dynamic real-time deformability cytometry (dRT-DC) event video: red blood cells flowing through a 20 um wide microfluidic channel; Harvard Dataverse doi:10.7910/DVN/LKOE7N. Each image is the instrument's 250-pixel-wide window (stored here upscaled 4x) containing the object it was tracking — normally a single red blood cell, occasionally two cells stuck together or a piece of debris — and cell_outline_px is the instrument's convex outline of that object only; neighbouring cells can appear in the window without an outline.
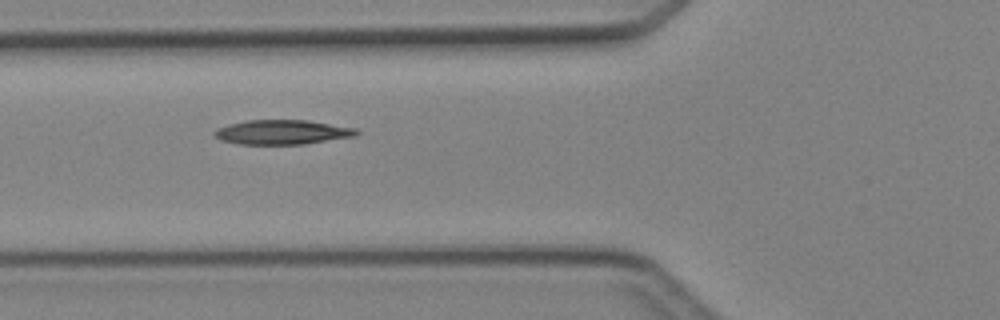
{"species": "Egyptian fruit bat (a non-hibernating species)", "species_latin": "Rousettus aegyptiacus", "temperature_condition": "cold", "stored_images_in_passage": 5, "camera_frame_rate_fps": 3000, "um_per_image_px": 0.085, "animal": {"sex": "female"}, "frame": {"image": 1, "passage_image": 4, "time_ms": 4.333, "image_size_px": [1000, 320], "cell_outline_px": [[360, 132], [356, 136], [304, 144], [240, 144], [220, 140], [212, 136], [212, 132], [216, 128], [228, 124], [244, 120], [308, 120], [356, 128]], "centroid_in_image_um": [23.95, 11.23], "position_along_channel_um": 101.9, "area_um2": 20.52}}
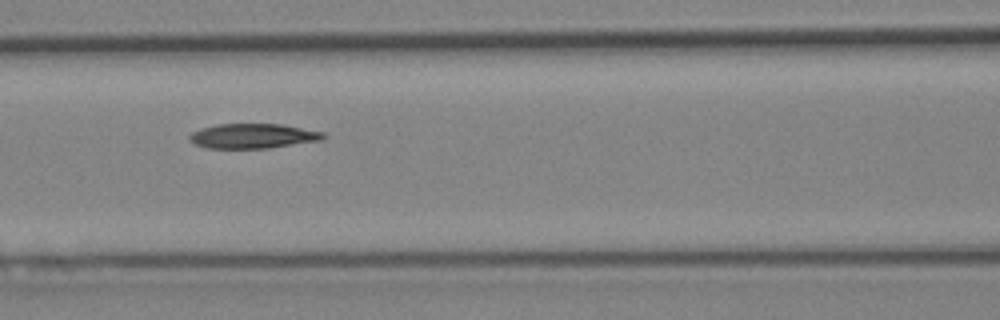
{"frame": {"image": 2, "passage_image": 5, "time_ms": 5.333, "image_size_px": [1000, 320], "cell_outline_px": [[328, 136], [320, 140], [268, 148], [208, 148], [196, 144], [188, 140], [188, 136], [192, 132], [200, 128], [216, 124], [280, 124], [324, 132]], "centroid_in_image_um": [21.47, 11.55], "position_along_channel_um": 145.1, "area_um2": 19.25}}